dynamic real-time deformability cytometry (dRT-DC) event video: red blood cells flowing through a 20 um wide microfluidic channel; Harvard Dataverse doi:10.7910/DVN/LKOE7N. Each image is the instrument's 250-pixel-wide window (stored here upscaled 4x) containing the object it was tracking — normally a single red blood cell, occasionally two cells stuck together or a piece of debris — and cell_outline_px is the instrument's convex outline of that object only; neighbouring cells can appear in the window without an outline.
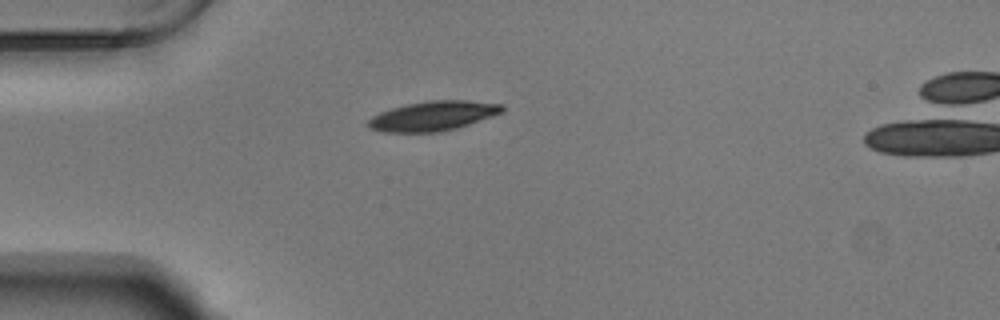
{"species": "Egyptian fruit bat (a non-hibernating species)", "species_latin": "Rousettus aegyptiacus", "temperature_condition": "warm", "stored_images_in_passage": 33, "camera_frame_rate_fps": 3000, "um_per_image_px": 0.085, "animal": {"sex": "male"}, "frame": {"image": 1, "passage_image": 1, "time_ms": 0.0, "image_size_px": [1000, 320], "cell_outline_px": [[504, 112], [456, 128], [440, 132], [380, 132], [372, 128], [368, 124], [368, 120], [372, 116], [380, 112], [392, 108], [408, 104], [432, 100], [468, 100], [500, 104], [504, 108]], "centroid_in_image_um": [36.81, 9.85], "position_along_channel_um": 48.2, "area_um2": 22.89}}
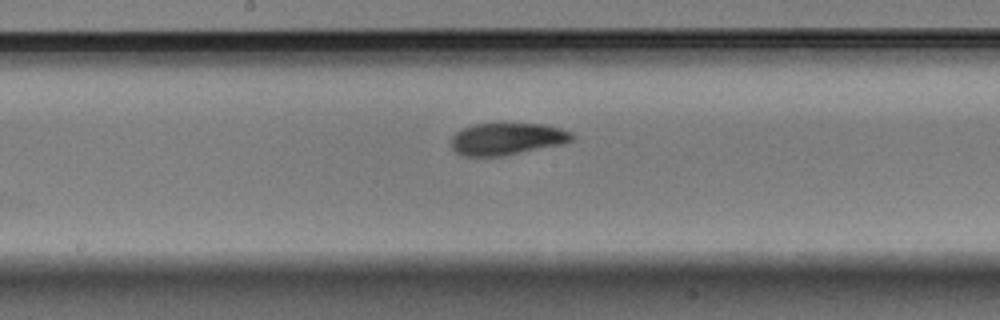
{"frame": {"image": 2, "passage_image": 15, "time_ms": 4.667, "image_size_px": [1000, 320], "cell_outline_px": [[572, 140], [564, 144], [504, 156], [464, 156], [456, 152], [452, 148], [452, 136], [460, 128], [472, 124], [500, 120], [544, 124], [560, 128], [572, 132]], "centroid_in_image_um": [43.08, 11.75], "position_along_channel_um": 205.1, "area_um2": 23.7}}
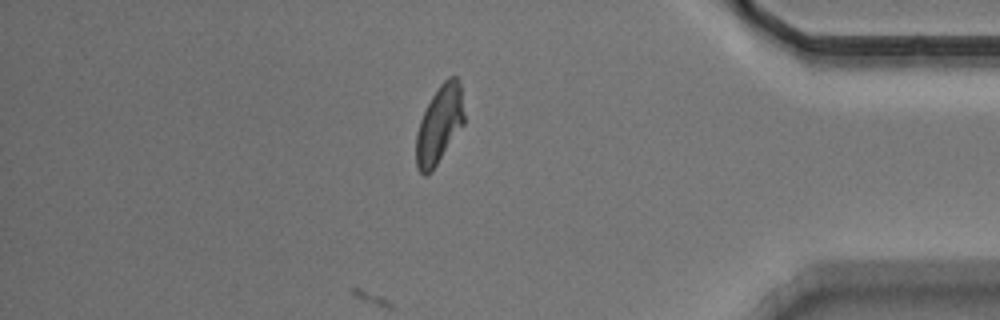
{"frame": {"image": 3, "passage_image": 33, "time_ms": 10.667, "image_size_px": [1000, 320], "cell_outline_px": [[464, 124], [432, 172], [424, 176], [416, 168], [416, 132], [420, 120], [432, 96], [440, 84], [448, 76], [456, 76], [460, 80], [464, 116]], "centroid_in_image_um": [37.34, 10.6], "position_along_channel_um": 397.9, "area_um2": 21.91}, "authors_computed_cell_mechanics": {"area_um2": 22.6576, "velocity_mm_per_s": 3.7081, "shape_relaxation_time_tau1_ms": 1.7061, "shape_relaxation_time_tau2_ms": null, "deformation_change_tau1": 0.1062, "deformation_change_tau2": null}}